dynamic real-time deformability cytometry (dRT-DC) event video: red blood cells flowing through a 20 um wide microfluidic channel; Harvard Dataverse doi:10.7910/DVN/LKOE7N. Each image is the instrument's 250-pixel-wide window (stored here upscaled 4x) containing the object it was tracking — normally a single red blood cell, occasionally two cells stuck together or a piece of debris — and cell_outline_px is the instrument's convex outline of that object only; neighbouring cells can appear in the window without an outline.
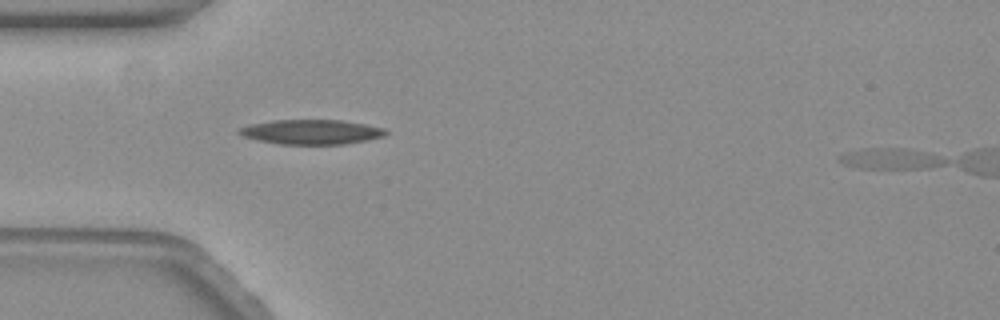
{"species": "common noctule bat (a hibernating species)", "species_latin": "Nyctalus noctula", "temperature_condition": "warm", "stored_images_in_passage": 13, "camera_frame_rate_fps": 3000, "um_per_image_px": 0.085, "animal": {"sex": "female", "body_mass_g": 19.3, "forearm_length_mm": 54.1}, "frame": {"image": 1, "passage_image": 6, "time_ms": 1.667, "image_size_px": [1000, 320], "cell_outline_px": [[388, 132], [384, 136], [344, 144], [280, 144], [256, 140], [244, 136], [236, 132], [240, 128], [252, 124], [272, 120], [344, 120], [384, 128]], "centroid_in_image_um": [26.46, 11.21], "position_along_channel_um": 58.5, "area_um2": 20.92}}
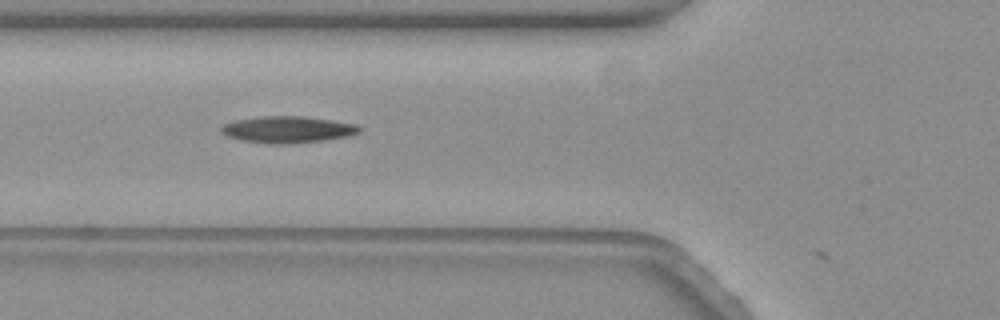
{"frame": {"image": 2, "passage_image": 10, "time_ms": 3.0, "image_size_px": [1000, 320], "cell_outline_px": [[364, 128], [360, 132], [348, 136], [324, 140], [288, 144], [272, 144], [240, 140], [228, 136], [220, 132], [220, 128], [224, 124], [236, 120], [260, 116], [304, 116], [356, 124]], "centroid_in_image_um": [24.46, 11.01], "position_along_channel_um": 101.3, "area_um2": 21.5}}